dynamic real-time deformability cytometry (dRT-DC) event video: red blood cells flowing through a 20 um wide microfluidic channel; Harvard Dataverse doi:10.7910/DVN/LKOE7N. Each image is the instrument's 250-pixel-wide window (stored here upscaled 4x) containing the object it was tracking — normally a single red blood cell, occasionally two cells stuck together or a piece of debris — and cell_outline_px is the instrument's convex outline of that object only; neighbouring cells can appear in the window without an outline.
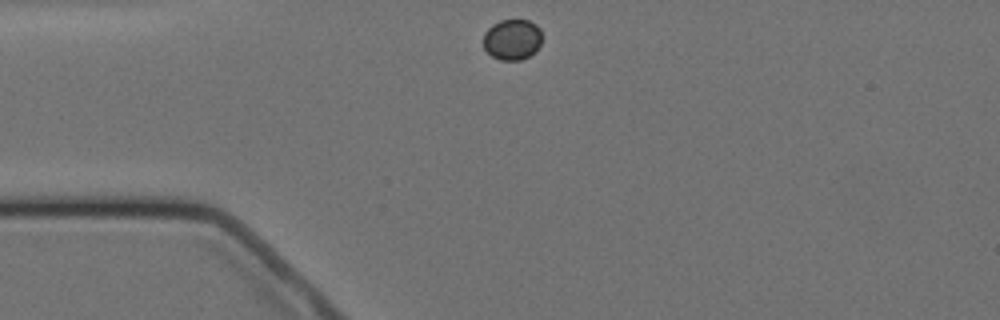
{"species": "Egyptian fruit bat (a non-hibernating species)", "species_latin": "Rousettus aegyptiacus", "temperature_condition": "cold", "stored_images_in_passage": 2, "camera_frame_rate_fps": 3000, "um_per_image_px": 0.085, "animal": {"sex": "female"}, "frame": {"image": 1, "passage_image": 1, "time_ms": 0.0, "image_size_px": [1000, 320], "cell_outline_px": [[540, 44], [536, 52], [520, 60], [500, 60], [492, 56], [484, 48], [484, 32], [492, 24], [500, 20], [528, 20], [536, 24], [540, 28]], "centroid_in_image_um": [43.53, 3.35], "position_along_channel_um": 41.5, "area_um2": 13.93}}